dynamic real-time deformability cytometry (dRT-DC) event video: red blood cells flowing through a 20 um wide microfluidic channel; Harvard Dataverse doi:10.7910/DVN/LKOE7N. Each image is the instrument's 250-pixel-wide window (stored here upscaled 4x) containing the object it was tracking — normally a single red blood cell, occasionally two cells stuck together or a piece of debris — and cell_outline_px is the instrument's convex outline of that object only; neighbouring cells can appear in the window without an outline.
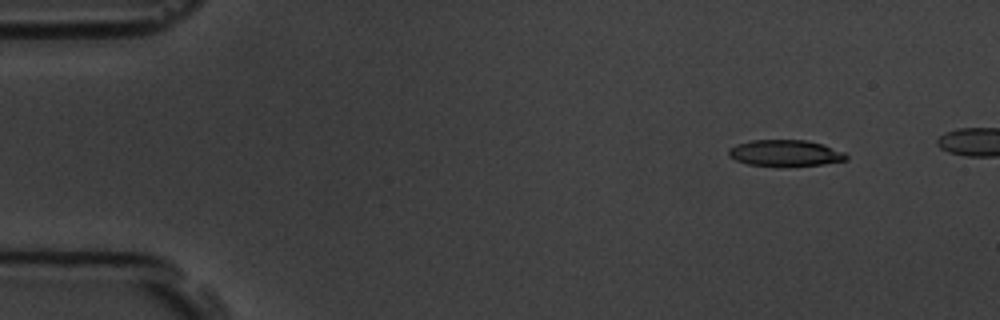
{"species": "common noctule bat (a hibernating species)", "species_latin": "Nyctalus noctula", "temperature_condition": "room temperature", "stored_images_in_passage": 6, "camera_frame_rate_fps": 3000, "um_per_image_px": 0.085, "animal": {"sex": "male", "body_mass_g": 19.5, "forearm_length_mm": 54.6}, "frame": {"image": 1, "passage_image": 2, "time_ms": 1.333, "image_size_px": [1000, 320], "cell_outline_px": [[848, 160], [824, 164], [776, 168], [748, 164], [736, 160], [728, 156], [728, 148], [736, 144], [752, 140], [808, 140], [824, 144], [844, 152], [848, 156]], "centroid_in_image_um": [66.75, 13.03], "position_along_channel_um": 18.3, "area_um2": 18.67}}